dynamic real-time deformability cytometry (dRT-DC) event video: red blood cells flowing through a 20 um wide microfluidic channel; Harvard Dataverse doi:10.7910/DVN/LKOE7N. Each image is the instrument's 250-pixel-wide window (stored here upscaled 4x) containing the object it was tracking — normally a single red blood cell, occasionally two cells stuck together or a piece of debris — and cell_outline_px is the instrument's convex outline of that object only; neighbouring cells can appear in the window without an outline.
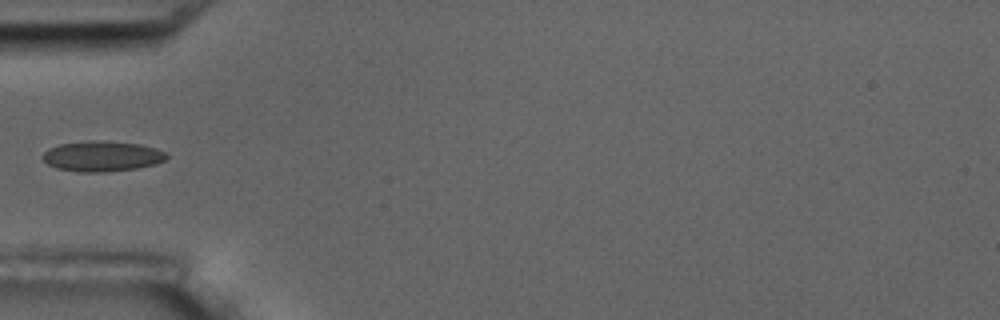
{"species": "common noctule bat (a hibernating species)", "species_latin": "Nyctalus noctula", "temperature_condition": "room temperature", "stored_images_in_passage": 7, "camera_frame_rate_fps": 3000, "um_per_image_px": 0.085, "animal": {"sex": "male", "body_mass_g": 17.5, "forearm_length_mm": 52.3}, "frame": {"image": 1, "passage_image": 5, "time_ms": 4.667, "image_size_px": [1000, 320], "cell_outline_px": [[168, 156], [164, 160], [156, 164], [136, 168], [104, 172], [80, 172], [56, 168], [48, 164], [40, 156], [48, 148], [60, 144], [92, 140], [96, 140], [140, 144], [156, 148], [164, 152]], "centroid_in_image_um": [8.65, 13.28], "position_along_channel_um": 76.4, "area_um2": 21.91}}